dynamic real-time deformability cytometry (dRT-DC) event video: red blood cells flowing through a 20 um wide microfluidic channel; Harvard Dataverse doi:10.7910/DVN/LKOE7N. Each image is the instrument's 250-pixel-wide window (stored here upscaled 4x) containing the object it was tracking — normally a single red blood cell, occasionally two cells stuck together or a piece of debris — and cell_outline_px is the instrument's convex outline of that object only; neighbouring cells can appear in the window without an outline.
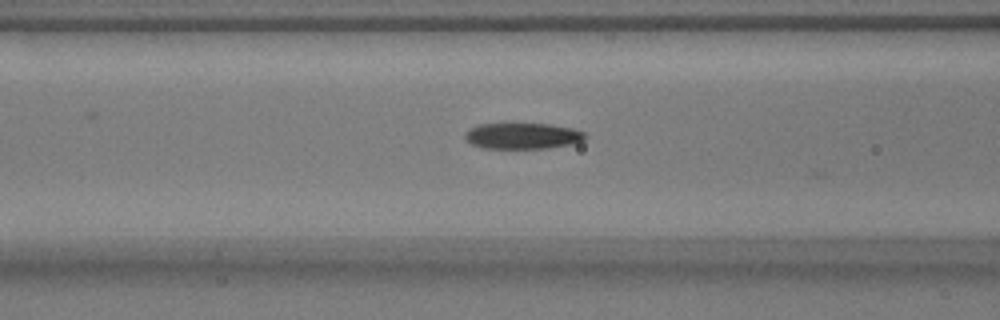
{"species": "common noctule bat (a hibernating species)", "species_latin": "Nyctalus noctula", "temperature_condition": "warm", "stored_images_in_passage": 26, "camera_frame_rate_fps": 3000, "um_per_image_px": 0.085, "animal": {"sex": "male", "body_mass_g": 17.9}, "frame": {"image": 1, "passage_image": 6, "time_ms": 1.667, "image_size_px": [1000, 320], "cell_outline_px": [[588, 136], [584, 140], [572, 144], [544, 148], [484, 148], [472, 144], [464, 136], [464, 132], [480, 124], [500, 120], [504, 120], [552, 124], [572, 128], [584, 132]], "centroid_in_image_um": [44.4, 11.48], "position_along_channel_um": 122.2, "area_um2": 19.19}}
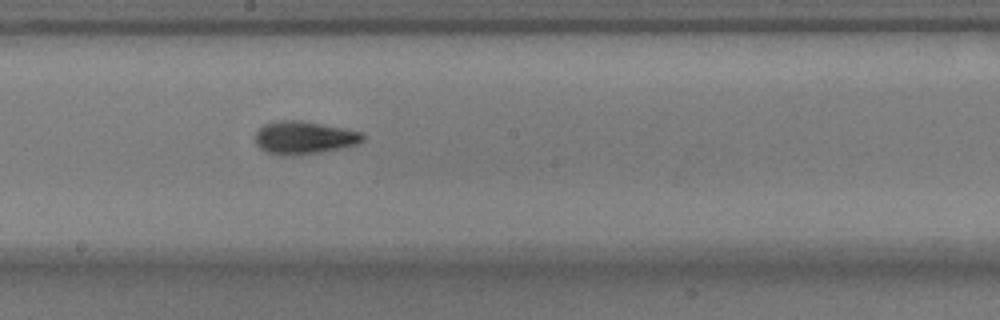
{"frame": {"image": 2, "passage_image": 14, "time_ms": 4.333, "image_size_px": [1000, 320], "cell_outline_px": [[364, 140], [356, 144], [340, 148], [300, 156], [284, 156], [268, 152], [260, 148], [256, 144], [256, 132], [264, 124], [276, 120], [300, 120], [360, 132], [364, 136]], "centroid_in_image_um": [25.8, 11.71], "position_along_channel_um": 222.4, "area_um2": 20.46}}
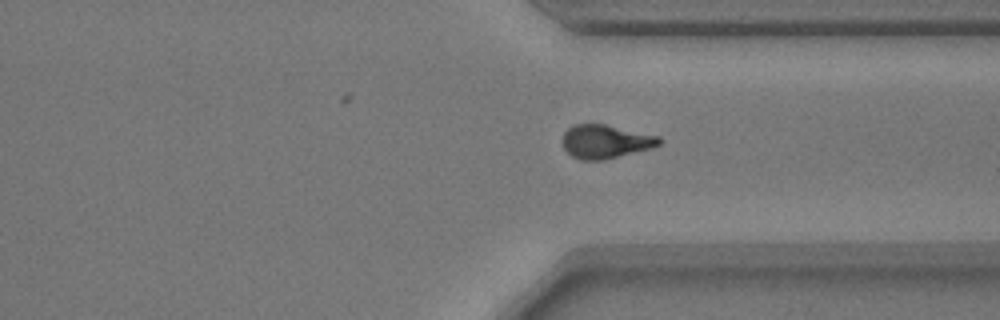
{"frame": {"image": 3, "passage_image": 25, "time_ms": 8.0, "image_size_px": [1000, 320], "cell_outline_px": [[660, 144], [652, 148], [604, 160], [580, 160], [572, 156], [564, 148], [560, 140], [564, 132], [572, 124], [604, 124], [660, 136]], "centroid_in_image_um": [51.43, 12.03], "position_along_channel_um": 360.0, "area_um2": 19.07}}